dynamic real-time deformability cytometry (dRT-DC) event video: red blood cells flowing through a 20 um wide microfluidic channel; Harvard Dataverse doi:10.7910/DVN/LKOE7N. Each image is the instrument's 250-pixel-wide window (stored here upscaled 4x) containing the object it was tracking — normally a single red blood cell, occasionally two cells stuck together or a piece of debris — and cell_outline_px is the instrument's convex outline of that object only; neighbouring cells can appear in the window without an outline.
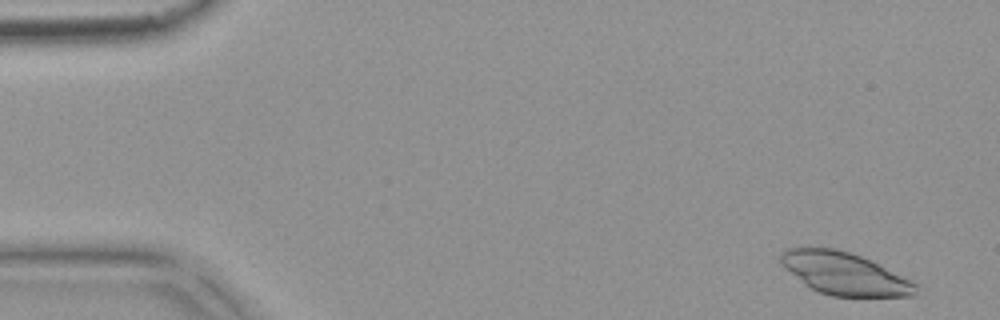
{"species": "common noctule bat (a hibernating species)", "species_latin": "Nyctalus noctula", "temperature_condition": "warm", "stored_images_in_passage": 5, "camera_frame_rate_fps": 3000, "um_per_image_px": 0.085, "animal": {"sex": "female", "body_mass_g": 18.4}, "frame": {"image": 1, "passage_image": 1, "time_ms": 0.0, "image_size_px": [1000, 320], "cell_outline_px": [[920, 284], [916, 292], [912, 296], [832, 296], [820, 292], [804, 284], [784, 268], [780, 264], [780, 252], [784, 248], [836, 248], [872, 260]], "centroid_in_image_um": [71.79, 23.25], "position_along_channel_um": 13.2, "area_um2": 33.47}}